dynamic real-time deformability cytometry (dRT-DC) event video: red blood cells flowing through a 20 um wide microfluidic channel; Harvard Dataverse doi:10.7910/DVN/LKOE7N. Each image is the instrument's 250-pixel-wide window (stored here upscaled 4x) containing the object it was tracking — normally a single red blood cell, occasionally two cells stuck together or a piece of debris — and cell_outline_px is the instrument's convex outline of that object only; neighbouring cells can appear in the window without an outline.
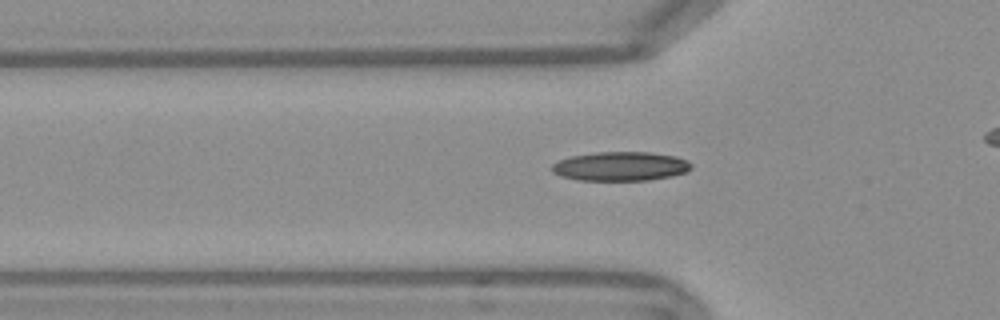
{"species": "Egyptian fruit bat (a non-hibernating species)", "species_latin": "Rousettus aegyptiacus", "temperature_condition": "warm", "stored_images_in_passage": 34, "camera_frame_rate_fps": 3000, "um_per_image_px": 0.085, "frame": {"image": 1, "passage_image": 5, "time_ms": 1.333, "image_size_px": [1000, 320], "cell_outline_px": [[692, 168], [688, 172], [672, 176], [648, 180], [576, 180], [560, 176], [552, 172], [552, 164], [560, 160], [572, 156], [596, 152], [648, 152], [676, 156], [688, 160], [692, 164]], "centroid_in_image_um": [52.78, 14.14], "position_along_channel_um": 73.0, "area_um2": 23.76}}
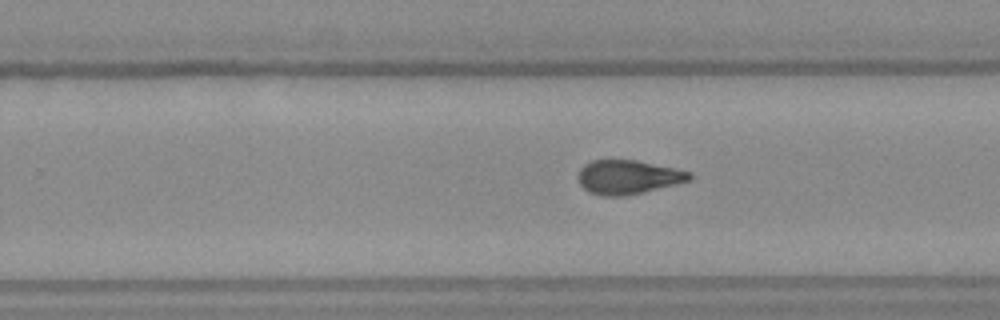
{"frame": {"image": 2, "passage_image": 21, "time_ms": 6.667, "image_size_px": [1000, 320], "cell_outline_px": [[692, 180], [644, 192], [624, 196], [604, 196], [592, 192], [584, 188], [580, 184], [576, 176], [580, 168], [584, 164], [592, 160], [636, 160], [676, 168], [692, 172]], "centroid_in_image_um": [53.39, 15.04], "position_along_channel_um": 276.4, "area_um2": 22.2}}
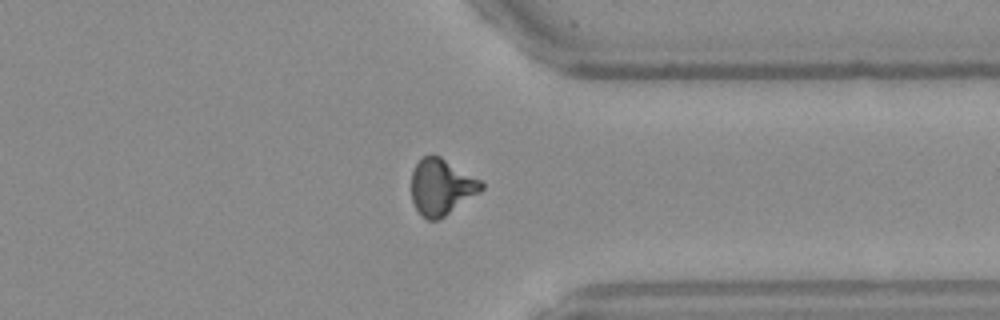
{"frame": {"image": 3, "passage_image": 29, "time_ms": 9.333, "image_size_px": [1000, 320], "cell_outline_px": [[484, 188], [480, 192], [444, 216], [436, 220], [428, 220], [416, 208], [412, 200], [412, 172], [416, 164], [424, 156], [440, 156], [480, 180], [484, 184]], "centroid_in_image_um": [37.52, 15.89], "position_along_channel_um": 373.9, "area_um2": 22.37}, "authors_computed_cell_mechanics": {"area_um2": 22.3975, "velocity_mm_per_s": 3.7906, "shape_relaxation_time_tau1_ms": null, "shape_relaxation_time_tau2_ms": 2.8414, "deformation_change_tau1": null, "deformation_change_tau2": 0.1089}}